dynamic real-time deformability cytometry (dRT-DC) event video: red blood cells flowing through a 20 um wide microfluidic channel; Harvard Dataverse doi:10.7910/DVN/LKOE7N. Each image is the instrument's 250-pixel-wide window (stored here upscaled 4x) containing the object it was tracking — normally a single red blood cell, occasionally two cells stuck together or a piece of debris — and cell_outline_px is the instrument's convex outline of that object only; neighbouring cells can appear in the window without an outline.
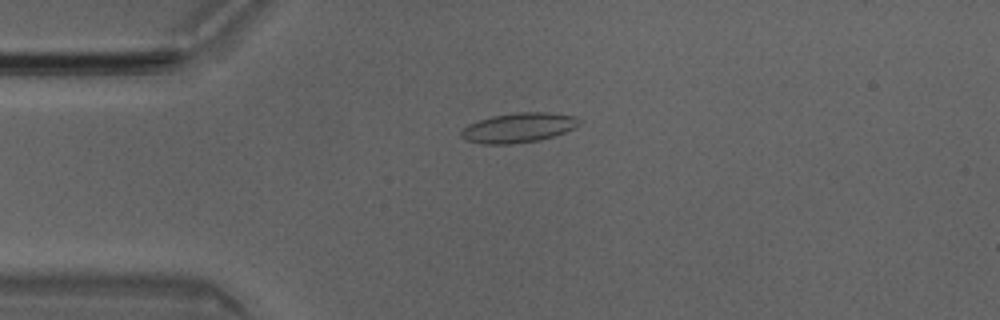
{"species": "Egyptian fruit bat (a non-hibernating species)", "species_latin": "Rousettus aegyptiacus", "temperature_condition": "room temperature", "stored_images_in_passage": 34, "camera_frame_rate_fps": 3000, "um_per_image_px": 0.085, "animal": {"sex": "male"}, "frame": {"image": 1, "passage_image": 1, "time_ms": 0.0, "image_size_px": [1000, 320], "cell_outline_px": [[580, 124], [564, 132], [540, 140], [508, 144], [484, 144], [464, 140], [460, 136], [460, 132], [468, 124], [492, 116], [516, 112], [548, 112], [576, 116], [580, 120]], "centroid_in_image_um": [44.05, 10.85], "position_along_channel_um": 41.0, "area_um2": 20.35}}
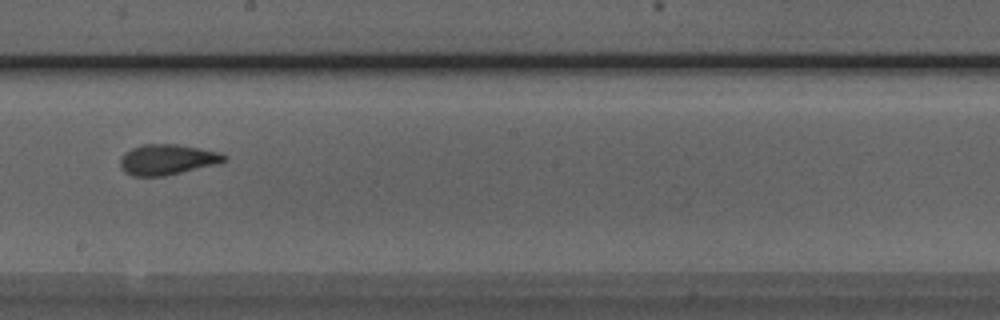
{"frame": {"image": 2, "passage_image": 17, "time_ms": 5.333, "image_size_px": [1000, 320], "cell_outline_px": [[228, 160], [216, 164], [164, 176], [132, 176], [124, 172], [120, 168], [120, 156], [124, 152], [140, 144], [176, 144], [200, 148], [220, 152], [228, 156]], "centroid_in_image_um": [14.19, 13.55], "position_along_channel_um": 234.0, "area_um2": 18.67}}
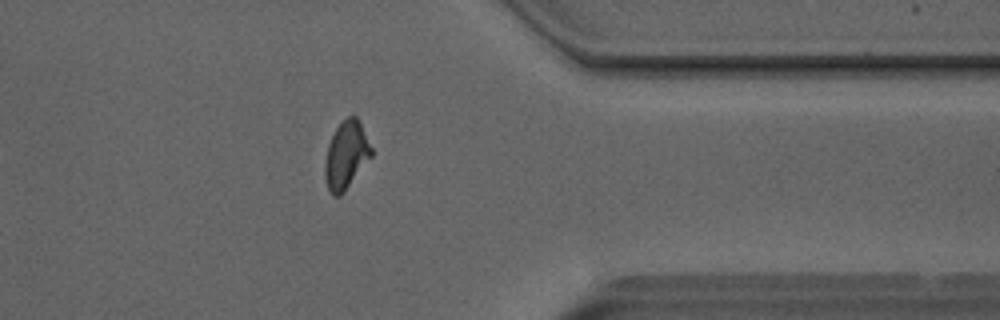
{"frame": {"image": 3, "passage_image": 29, "time_ms": 9.333, "image_size_px": [1000, 320], "cell_outline_px": [[372, 156], [344, 192], [340, 196], [332, 196], [328, 188], [324, 176], [324, 164], [328, 144], [336, 128], [348, 116], [356, 116], [360, 120], [372, 148]], "centroid_in_image_um": [29.42, 13.19], "position_along_channel_um": 382.0, "area_um2": 18.32}, "authors_computed_cell_mechanics": {"area_um2": 18.6116, "velocity_mm_per_s": 4.044, "shape_relaxation_time_tau1_ms": 4.2988, "shape_relaxation_time_tau2_ms": 1.0085, "deformation_change_tau1": 0.1698, "deformation_change_tau2": 0.0555}}